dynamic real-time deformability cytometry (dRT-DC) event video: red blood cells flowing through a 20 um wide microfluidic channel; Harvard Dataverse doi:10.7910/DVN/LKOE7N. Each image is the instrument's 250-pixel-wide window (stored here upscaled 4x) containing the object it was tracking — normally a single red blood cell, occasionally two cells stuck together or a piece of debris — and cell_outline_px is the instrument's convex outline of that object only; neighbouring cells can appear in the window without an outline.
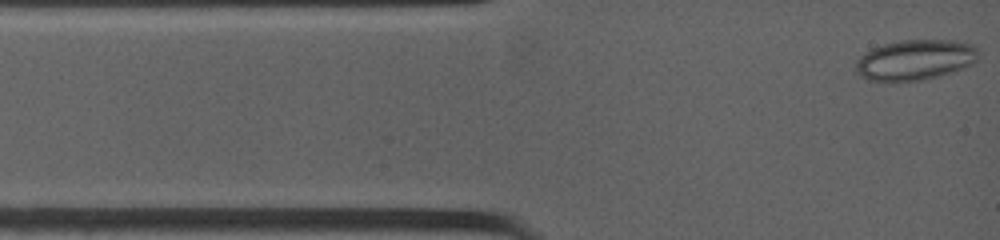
{"species": "common noctule bat (a hibernating species)", "species_latin": "Nyctalus noctula", "temperature_condition": "warm", "stored_images_in_passage": 4, "camera_frame_rate_fps": 4500, "um_per_image_px": 0.085, "animal": {"sex": "female", "body_mass_g": 19.0, "forearm_length_mm": 53.3}, "frame": {"image": 1, "passage_image": 1, "time_ms": 0.0, "image_size_px": [1000, 240], "cell_outline_px": [[976, 60], [972, 64], [964, 68], [952, 72], [920, 80], [868, 80], [860, 76], [852, 68], [856, 60], [864, 52], [872, 48], [884, 44], [904, 40], [952, 40], [972, 44], [976, 48]], "centroid_in_image_um": [77.73, 5.08], "position_along_channel_um": 7.3, "area_um2": 28.67}}
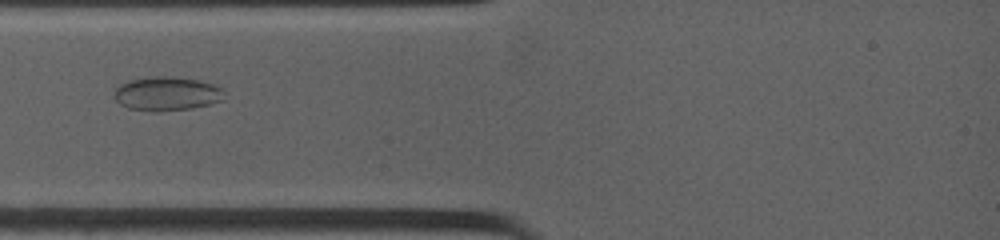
{"frame": {"image": 2, "passage_image": 3, "time_ms": 2.667, "image_size_px": [1000, 240], "cell_outline_px": [[220, 100], [208, 104], [192, 108], [128, 108], [120, 104], [116, 100], [116, 88], [120, 84], [128, 80], [148, 76], [172, 76], [196, 80], [212, 84], [220, 88]], "centroid_in_image_um": [14.12, 7.9], "position_along_channel_um": 70.9, "area_um2": 20.46}}
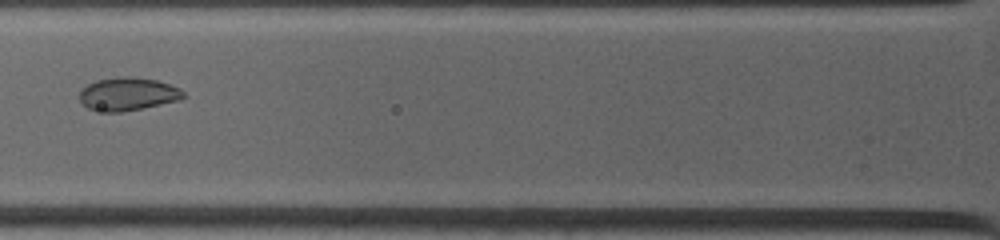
{"frame": {"image": 3, "passage_image": 4, "time_ms": 3.778, "image_size_px": [1000, 240], "cell_outline_px": [[184, 96], [180, 100], [120, 112], [104, 112], [88, 108], [80, 100], [80, 92], [88, 84], [96, 80], [120, 76], [128, 76], [156, 80], [180, 88], [184, 92]], "centroid_in_image_um": [10.86, 7.98], "position_along_channel_um": 114.9, "area_um2": 19.77}}